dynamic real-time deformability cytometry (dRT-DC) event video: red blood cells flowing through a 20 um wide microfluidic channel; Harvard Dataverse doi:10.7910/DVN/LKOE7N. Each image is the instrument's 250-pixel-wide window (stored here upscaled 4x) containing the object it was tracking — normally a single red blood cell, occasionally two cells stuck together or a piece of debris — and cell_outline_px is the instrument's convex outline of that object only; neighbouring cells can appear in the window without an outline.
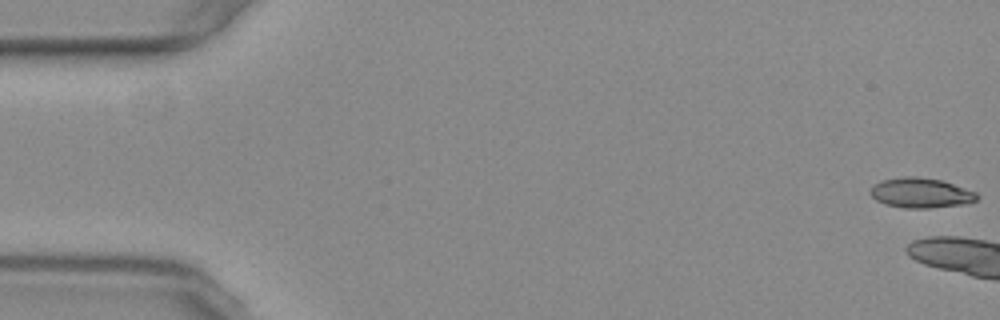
{"species": "common noctule bat (a hibernating species)", "species_latin": "Nyctalus noctula", "temperature_condition": "warm", "stored_images_in_passage": 6, "camera_frame_rate_fps": 3000, "um_per_image_px": 0.085, "animal": {"sex": "female", "body_mass_g": 29.2, "forearm_length_mm": 56.3}, "frame": {"image": 1, "passage_image": 1, "time_ms": 0.0, "image_size_px": [1000, 320], "cell_outline_px": [[980, 196], [976, 200], [960, 204], [928, 208], [904, 208], [884, 204], [876, 200], [868, 192], [872, 184], [880, 180], [904, 176], [916, 176], [940, 180], [976, 192]], "centroid_in_image_um": [78.19, 16.39], "position_along_channel_um": 6.8, "area_um2": 18.61}}